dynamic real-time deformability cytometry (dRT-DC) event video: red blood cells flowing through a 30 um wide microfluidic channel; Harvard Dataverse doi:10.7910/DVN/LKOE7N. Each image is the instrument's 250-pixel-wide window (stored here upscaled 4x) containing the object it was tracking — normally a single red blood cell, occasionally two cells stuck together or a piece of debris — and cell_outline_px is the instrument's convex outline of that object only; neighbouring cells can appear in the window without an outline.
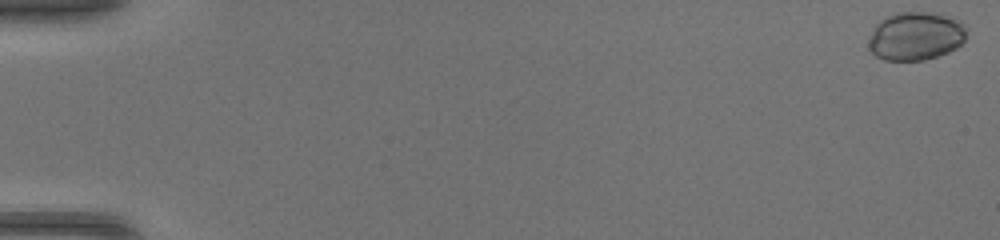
{"species": "common noctule bat (a hibernating species)", "species_latin": "Nyctalus noctula", "temperature_condition": "warm", "stored_images_in_passage": 51, "camera_frame_rate_fps": 3000, "um_per_image_px": 0.085, "animal": {"sex": "female", "body_mass_g": 17.0, "forearm_length_mm": 48.0}, "frame": {"image": 1, "passage_image": 1, "time_ms": 0.0, "image_size_px": [1000, 240], "cell_outline_px": [[968, 28], [964, 40], [956, 48], [948, 52], [924, 60], [884, 60], [876, 56], [868, 48], [868, 40], [872, 28], [880, 20], [896, 12], [940, 12], [960, 20]], "centroid_in_image_um": [77.84, 3.04], "position_along_channel_um": 7.2, "area_um2": 28.09}}
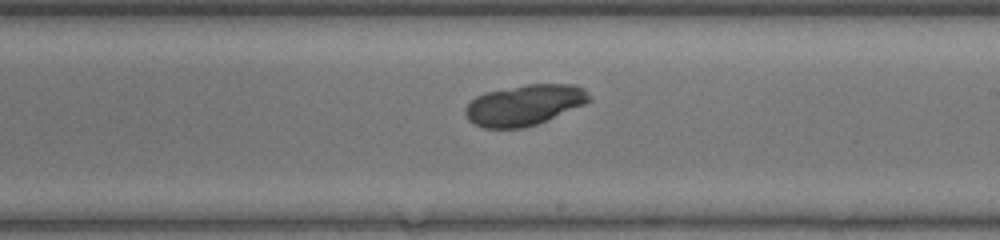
{"frame": {"image": 2, "passage_image": 31, "time_ms": 10.0, "image_size_px": [1000, 240], "cell_outline_px": [[592, 100], [584, 104], [536, 124], [524, 128], [484, 128], [468, 120], [464, 112], [464, 108], [476, 96], [484, 92], [528, 84], [572, 84], [584, 88], [592, 96]], "centroid_in_image_um": [44.57, 8.92], "position_along_channel_um": 244.4, "area_um2": 29.3}}
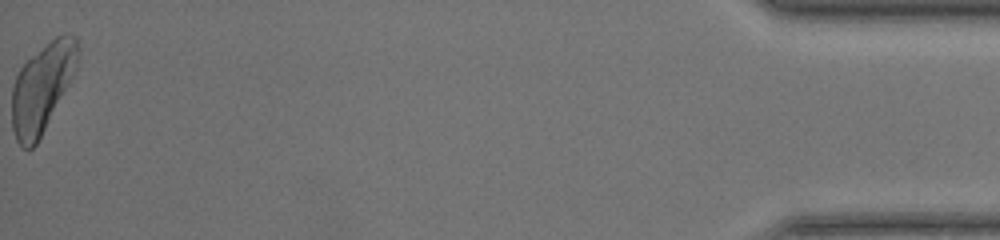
{"frame": {"image": 3, "passage_image": 51, "time_ms": 16.667, "image_size_px": [1000, 240], "cell_outline_px": [[80, 56], [76, 68], [68, 84], [36, 144], [28, 152], [20, 148], [16, 140], [12, 128], [12, 88], [16, 76], [20, 68], [32, 56], [56, 36], [76, 36], [80, 52]], "centroid_in_image_um": [3.56, 7.49], "position_along_channel_um": 431.6, "area_um2": 33.52}}